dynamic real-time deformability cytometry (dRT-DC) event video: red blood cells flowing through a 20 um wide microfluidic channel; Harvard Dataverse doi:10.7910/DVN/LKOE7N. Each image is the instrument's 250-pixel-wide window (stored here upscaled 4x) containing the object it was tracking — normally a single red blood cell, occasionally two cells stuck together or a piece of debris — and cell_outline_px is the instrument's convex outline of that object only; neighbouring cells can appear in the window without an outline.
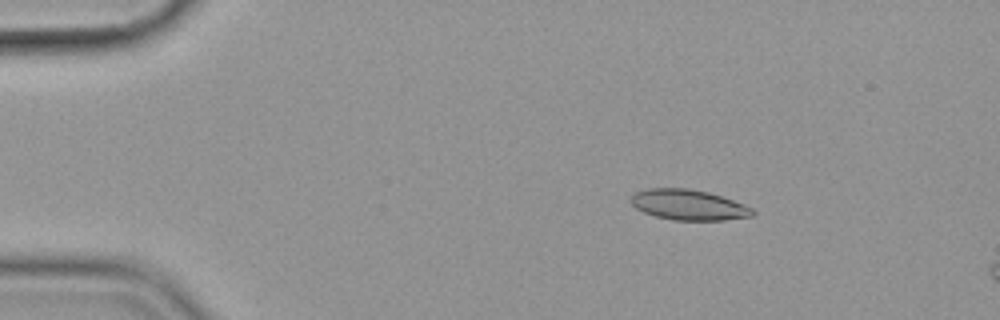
{"species": "common noctule bat (a hibernating species)", "species_latin": "Nyctalus noctula", "temperature_condition": "cold", "stored_images_in_passage": 15, "camera_frame_rate_fps": 3000, "um_per_image_px": 0.085, "animal": {"sex": "female", "body_mass_g": 19.9}, "frame": {"image": 1, "passage_image": 9, "time_ms": 2.667, "image_size_px": [1000, 320], "cell_outline_px": [[756, 212], [752, 216], [724, 220], [672, 220], [656, 216], [644, 212], [636, 208], [628, 200], [636, 192], [648, 188], [688, 188], [708, 192], [744, 204], [752, 208]], "centroid_in_image_um": [58.52, 17.41], "position_along_channel_um": 26.5, "area_um2": 21.56}}